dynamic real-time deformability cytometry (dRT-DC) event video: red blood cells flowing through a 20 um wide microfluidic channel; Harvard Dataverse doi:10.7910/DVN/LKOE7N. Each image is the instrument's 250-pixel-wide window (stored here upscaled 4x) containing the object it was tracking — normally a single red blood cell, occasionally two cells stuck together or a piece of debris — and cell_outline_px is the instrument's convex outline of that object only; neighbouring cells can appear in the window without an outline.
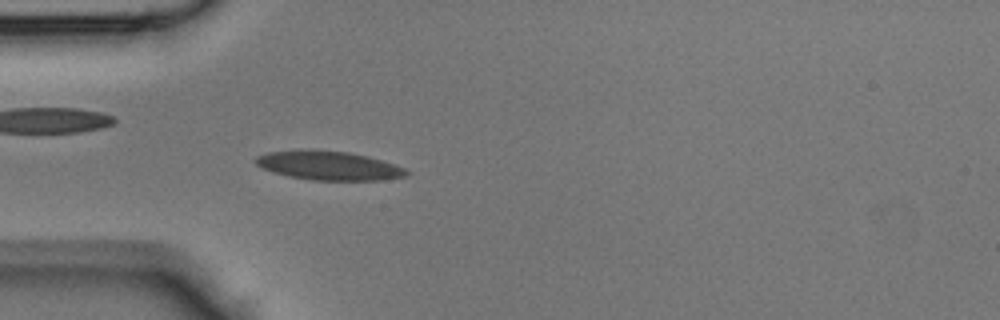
{"species": "Egyptian fruit bat (a non-hibernating species)", "species_latin": "Rousettus aegyptiacus", "temperature_condition": "room temperature", "stored_images_in_passage": 42, "camera_frame_rate_fps": 3000, "um_per_image_px": 0.085, "animal": {"sex": "male"}, "frame": {"image": 1, "passage_image": 12, "time_ms": 3.667, "image_size_px": [1000, 320], "cell_outline_px": [[412, 172], [408, 176], [380, 180], [312, 180], [288, 176], [272, 172], [260, 168], [256, 164], [256, 156], [268, 152], [300, 148], [348, 152], [368, 156], [404, 168]], "centroid_in_image_um": [27.9, 14.06], "position_along_channel_um": 57.1, "area_um2": 25.72}}
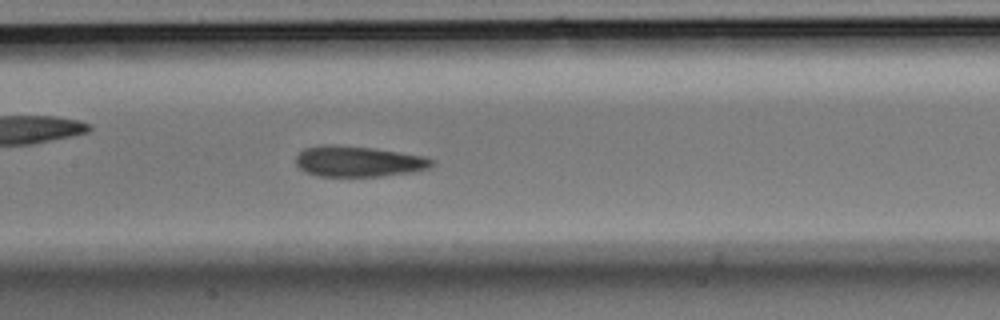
{"frame": {"image": 2, "passage_image": 20, "time_ms": 6.333, "image_size_px": [1000, 320], "cell_outline_px": [[436, 164], [428, 168], [412, 172], [380, 176], [316, 176], [304, 172], [296, 164], [296, 156], [304, 148], [320, 144], [336, 144], [372, 148], [428, 156], [436, 160]], "centroid_in_image_um": [30.48, 13.71], "position_along_channel_um": 176.9, "area_um2": 24.74}}
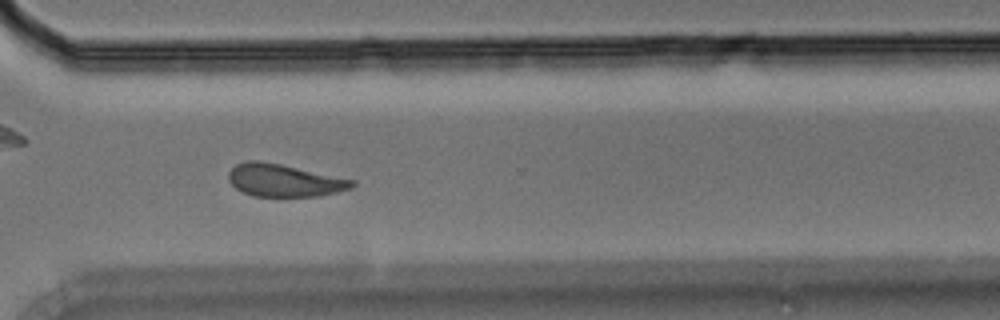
{"frame": {"image": 3, "passage_image": 31, "time_ms": 10.0, "image_size_px": [1000, 320], "cell_outline_px": [[356, 184], [352, 188], [320, 196], [252, 196], [236, 188], [228, 180], [228, 172], [236, 164], [248, 160], [256, 160], [280, 164], [356, 180]], "centroid_in_image_um": [24.16, 15.33], "position_along_channel_um": 346.4, "area_um2": 23.35}}